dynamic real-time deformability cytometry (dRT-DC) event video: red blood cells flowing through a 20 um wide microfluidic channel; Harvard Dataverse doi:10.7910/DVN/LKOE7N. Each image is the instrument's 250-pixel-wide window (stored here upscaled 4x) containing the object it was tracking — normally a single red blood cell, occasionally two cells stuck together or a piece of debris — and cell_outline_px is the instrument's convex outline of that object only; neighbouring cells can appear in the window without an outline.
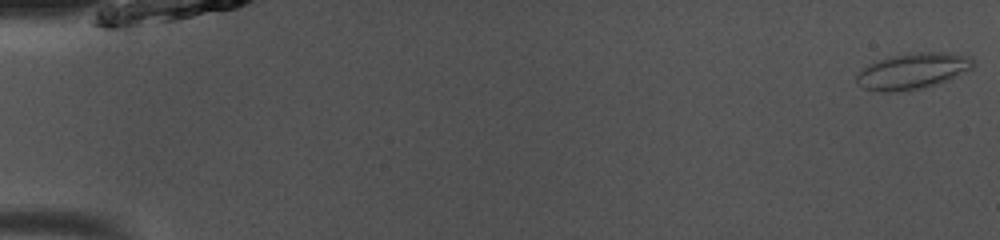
{"species": "common noctule bat (a hibernating species)", "species_latin": "Nyctalus noctula", "temperature_condition": "room temperature", "stored_images_in_passage": 49, "camera_frame_rate_fps": 3000, "um_per_image_px": 0.085, "animal": {"sex": "male", "body_mass_g": 13.0, "forearm_length_mm": 53.1}, "frame": {"image": 1, "passage_image": 1, "time_ms": 0.0, "image_size_px": [1000, 240], "cell_outline_px": [[976, 64], [972, 68], [948, 80], [924, 88], [888, 92], [880, 92], [864, 88], [856, 84], [856, 76], [868, 64], [892, 56], [920, 52], [948, 52], [972, 56]], "centroid_in_image_um": [77.62, 6.04], "position_along_channel_um": 7.4, "area_um2": 24.39}}
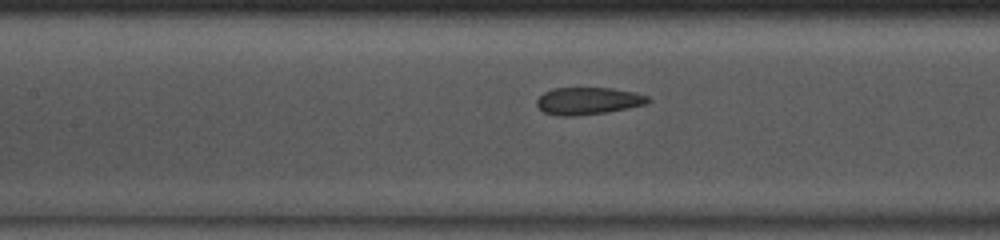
{"frame": {"image": 2, "passage_image": 23, "time_ms": 7.333, "image_size_px": [1000, 240], "cell_outline_px": [[652, 100], [648, 104], [604, 112], [572, 116], [560, 116], [544, 112], [536, 104], [536, 100], [544, 92], [552, 88], [612, 88], [636, 92], [648, 96]], "centroid_in_image_um": [50.01, 8.56], "position_along_channel_um": 157.4, "area_um2": 17.63}}
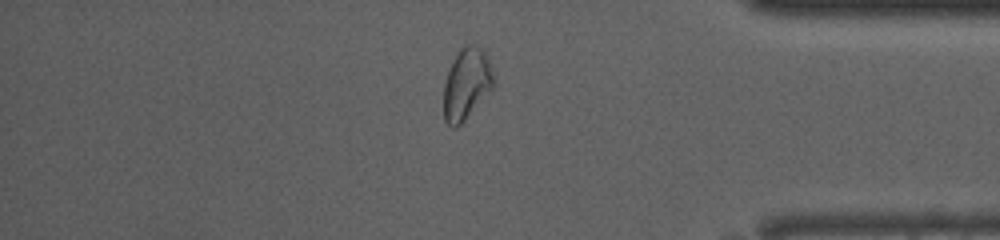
{"frame": {"image": 3, "passage_image": 42, "time_ms": 13.667, "image_size_px": [1000, 240], "cell_outline_px": [[496, 84], [464, 120], [456, 128], [452, 128], [444, 120], [444, 84], [448, 72], [460, 48], [464, 44], [472, 44], [484, 48], [492, 64], [496, 80]], "centroid_in_image_um": [39.7, 7.09], "position_along_channel_um": 395.5, "area_um2": 20.98}, "authors_computed_cell_mechanics": {"area_um2": 19.4786, "velocity_mm_per_s": 4.0853, "shape_relaxation_time_tau1_ms": null, "shape_relaxation_time_tau2_ms": 1.4463, "deformation_change_tau1": null, "deformation_change_tau2": 0.0661}}